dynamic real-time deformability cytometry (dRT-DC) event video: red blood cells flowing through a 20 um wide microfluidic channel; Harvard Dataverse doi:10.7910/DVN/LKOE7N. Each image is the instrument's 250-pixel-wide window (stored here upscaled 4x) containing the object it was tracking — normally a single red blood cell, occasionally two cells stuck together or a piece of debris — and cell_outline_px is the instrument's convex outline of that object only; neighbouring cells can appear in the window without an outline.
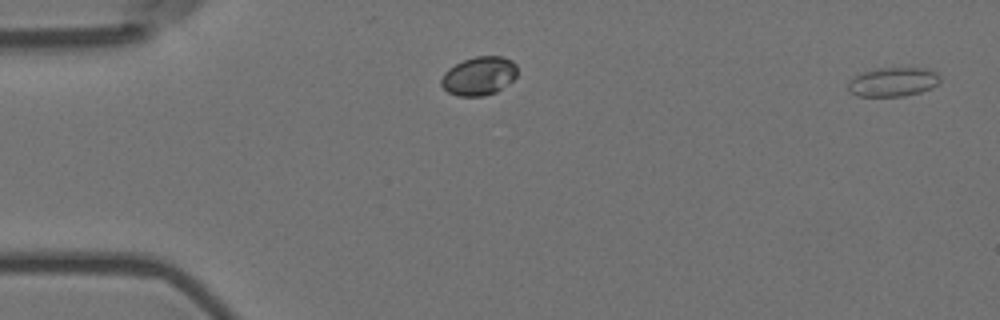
{"species": "Egyptian fruit bat (a non-hibernating species)", "species_latin": "Rousettus aegyptiacus", "temperature_condition": "room temperature", "stored_images_in_passage": 2, "segment_of_instrument_passage": [2, 2], "camera_frame_rate_fps": 3000, "um_per_image_px": 0.085, "animal": {"sex": "female"}, "frame": {"image": 1, "passage_image": 2, "time_ms": 0.333, "image_size_px": [1000, 320], "cell_outline_px": [[940, 80], [932, 88], [920, 92], [904, 96], [856, 96], [848, 92], [848, 84], [856, 76], [864, 72], [880, 68], [928, 68], [936, 72], [940, 76]], "centroid_in_image_um": [75.93, 6.97], "position_along_channel_um": 9.1, "area_um2": 15.49}}